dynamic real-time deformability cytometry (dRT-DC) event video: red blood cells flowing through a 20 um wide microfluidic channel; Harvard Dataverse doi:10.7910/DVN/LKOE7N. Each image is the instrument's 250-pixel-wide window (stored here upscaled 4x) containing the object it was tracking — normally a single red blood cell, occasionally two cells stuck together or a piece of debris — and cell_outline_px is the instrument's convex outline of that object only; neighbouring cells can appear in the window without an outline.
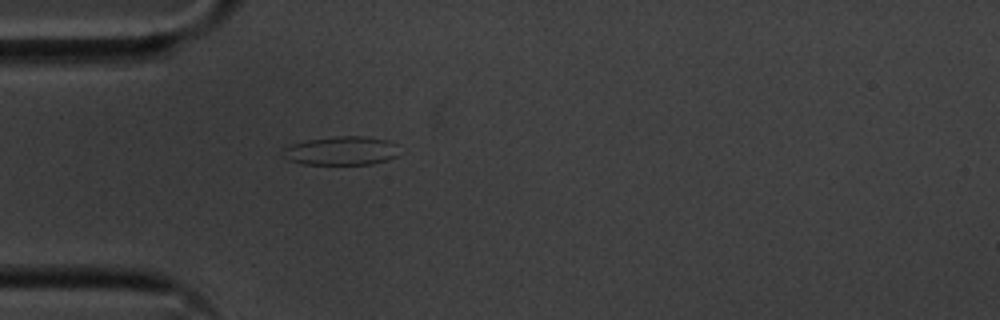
{"species": "common noctule bat (a hibernating species)", "species_latin": "Nyctalus noctula", "temperature_condition": "cold", "stored_images_in_passage": 41, "camera_frame_rate_fps": 3000, "um_per_image_px": 0.085, "animal": {"sex": "male", "body_mass_g": 20.1, "forearm_length_mm": 53.5}, "frame": {"image": 1, "passage_image": 1, "time_ms": 0.0, "image_size_px": [1000, 320], "cell_outline_px": [[396, 156], [388, 160], [372, 164], [300, 164], [288, 160], [280, 156], [284, 148], [292, 144], [308, 140], [336, 136], [364, 136], [388, 140], [396, 144]], "centroid_in_image_um": [28.97, 12.82], "position_along_channel_um": 56.0, "area_um2": 19.54}}
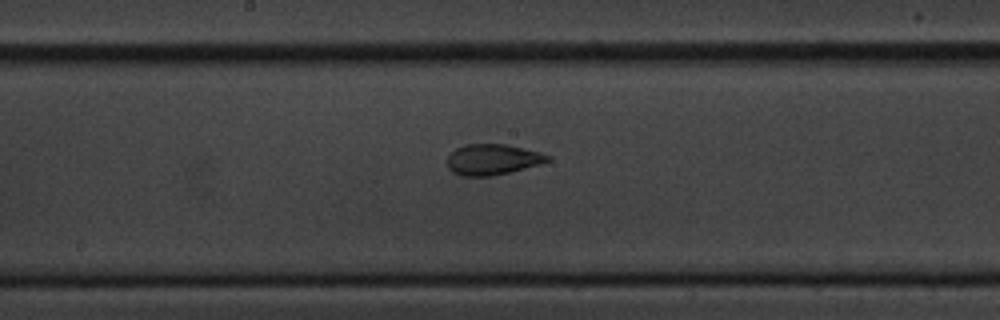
{"frame": {"image": 2, "passage_image": 14, "time_ms": 4.333, "image_size_px": [1000, 320], "cell_outline_px": [[552, 160], [540, 164], [492, 176], [460, 176], [452, 172], [448, 168], [448, 156], [456, 148], [464, 144], [504, 144], [524, 148], [540, 152], [552, 156]], "centroid_in_image_um": [41.87, 13.55], "position_along_channel_um": 206.3, "area_um2": 18.03}}
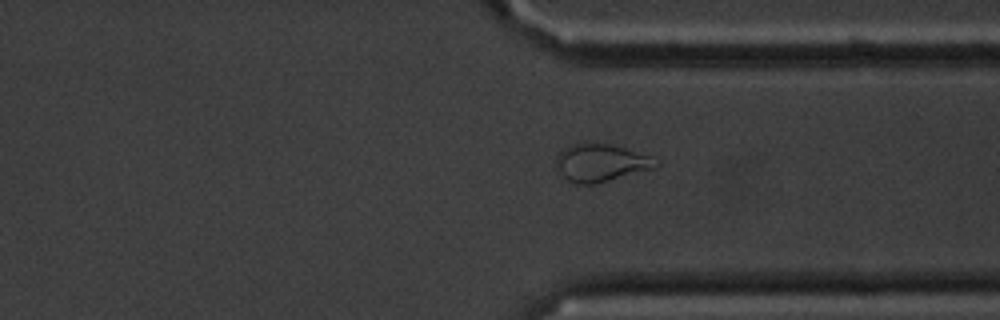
{"frame": {"image": 3, "passage_image": 27, "time_ms": 8.667, "image_size_px": [1000, 320], "cell_outline_px": [[660, 164], [656, 168], [596, 184], [576, 184], [568, 180], [560, 172], [556, 164], [556, 156], [568, 144], [608, 144], [624, 148], [648, 156]], "centroid_in_image_um": [51.05, 13.86], "position_along_channel_um": 360.3, "area_um2": 21.5}, "authors_computed_cell_mechanics": {"area_um2": 18.4382, "velocity_mm_per_s": 3.564, "shape_relaxation_time_tau1_ms": 9.9323, "shape_relaxation_time_tau2_ms": 1.3641, "deformation_change_tau1": 0.2292, "deformation_change_tau2": 0.0862}}